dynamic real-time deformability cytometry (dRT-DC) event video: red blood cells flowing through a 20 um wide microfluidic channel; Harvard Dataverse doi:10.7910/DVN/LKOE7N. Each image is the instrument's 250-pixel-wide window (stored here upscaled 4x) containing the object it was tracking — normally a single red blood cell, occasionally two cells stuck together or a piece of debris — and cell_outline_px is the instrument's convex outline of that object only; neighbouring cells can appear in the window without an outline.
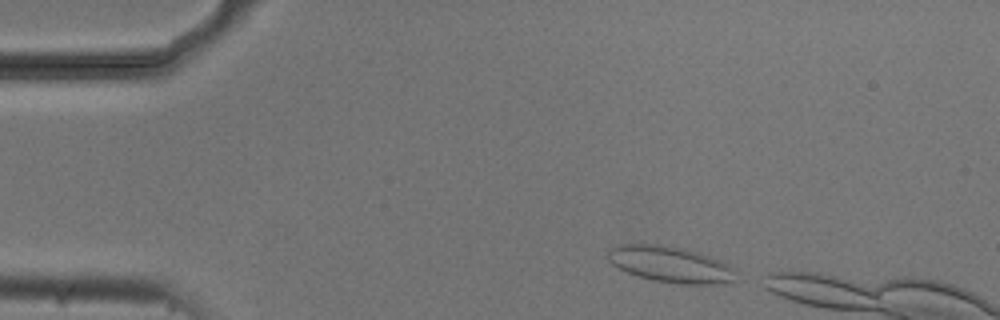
{"species": "common noctule bat (a hibernating species)", "species_latin": "Nyctalus noctula", "temperature_condition": "cold", "stored_images_in_passage": 9, "camera_frame_rate_fps": 3000, "um_per_image_px": 0.085, "animal": {"sex": "male", "body_mass_g": 20.5, "forearm_length_mm": 52.5}, "frame": {"image": 1, "passage_image": 1, "time_ms": 0.0, "image_size_px": [1000, 320], "cell_outline_px": [[736, 280], [732, 284], [680, 284], [652, 280], [628, 272], [612, 264], [608, 260], [608, 252], [616, 244], [656, 244], [684, 248], [720, 260], [736, 268]], "centroid_in_image_um": [57.06, 22.48], "position_along_channel_um": 27.9, "area_um2": 27.11}}